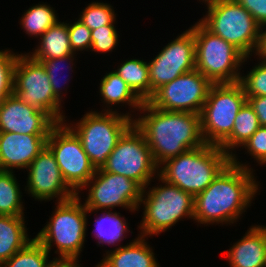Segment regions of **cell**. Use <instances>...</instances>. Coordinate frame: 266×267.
Returning a JSON list of instances; mask_svg holds the SVG:
<instances>
[{"label": "cell", "mask_w": 266, "mask_h": 267, "mask_svg": "<svg viewBox=\"0 0 266 267\" xmlns=\"http://www.w3.org/2000/svg\"><path fill=\"white\" fill-rule=\"evenodd\" d=\"M259 127L258 117L253 107L246 101L235 118L231 135L219 147L232 157L234 154L232 151L241 148Z\"/></svg>", "instance_id": "cell-24"}, {"label": "cell", "mask_w": 266, "mask_h": 267, "mask_svg": "<svg viewBox=\"0 0 266 267\" xmlns=\"http://www.w3.org/2000/svg\"><path fill=\"white\" fill-rule=\"evenodd\" d=\"M48 135L0 132V170L27 169L46 147Z\"/></svg>", "instance_id": "cell-18"}, {"label": "cell", "mask_w": 266, "mask_h": 267, "mask_svg": "<svg viewBox=\"0 0 266 267\" xmlns=\"http://www.w3.org/2000/svg\"><path fill=\"white\" fill-rule=\"evenodd\" d=\"M75 56L76 55L74 53V54L67 55V56L60 57V58L37 60V61L41 62L42 65L44 66V68L47 72V75L49 76V80L51 83L53 93L60 101H62V98H63V94H64L63 90L66 89L65 87H62V85H65L69 82L68 81L69 79H66L69 75L65 78L66 80L65 79L63 80L64 82L65 81H67V82H65L64 84H61L60 78L62 76H59L58 74L60 73L61 69H64L65 67L69 71L71 70V72H73V70H72L73 65L75 66V63H73V62H74V60H76ZM65 64H66V66H65Z\"/></svg>", "instance_id": "cell-31"}, {"label": "cell", "mask_w": 266, "mask_h": 267, "mask_svg": "<svg viewBox=\"0 0 266 267\" xmlns=\"http://www.w3.org/2000/svg\"><path fill=\"white\" fill-rule=\"evenodd\" d=\"M247 101L240 82L213 84L200 112L204 142L220 146L232 133L235 118Z\"/></svg>", "instance_id": "cell-9"}, {"label": "cell", "mask_w": 266, "mask_h": 267, "mask_svg": "<svg viewBox=\"0 0 266 267\" xmlns=\"http://www.w3.org/2000/svg\"><path fill=\"white\" fill-rule=\"evenodd\" d=\"M149 99L161 86L195 69V39L189 28L169 42L149 62Z\"/></svg>", "instance_id": "cell-15"}, {"label": "cell", "mask_w": 266, "mask_h": 267, "mask_svg": "<svg viewBox=\"0 0 266 267\" xmlns=\"http://www.w3.org/2000/svg\"><path fill=\"white\" fill-rule=\"evenodd\" d=\"M260 25H266V0H236Z\"/></svg>", "instance_id": "cell-37"}, {"label": "cell", "mask_w": 266, "mask_h": 267, "mask_svg": "<svg viewBox=\"0 0 266 267\" xmlns=\"http://www.w3.org/2000/svg\"><path fill=\"white\" fill-rule=\"evenodd\" d=\"M131 112L135 111L119 114L115 111L91 110L76 124L66 123L81 140L83 150L96 170L106 164L118 140L133 125L135 114L132 116Z\"/></svg>", "instance_id": "cell-7"}, {"label": "cell", "mask_w": 266, "mask_h": 267, "mask_svg": "<svg viewBox=\"0 0 266 267\" xmlns=\"http://www.w3.org/2000/svg\"><path fill=\"white\" fill-rule=\"evenodd\" d=\"M14 171L0 170V215L24 216L22 192Z\"/></svg>", "instance_id": "cell-27"}, {"label": "cell", "mask_w": 266, "mask_h": 267, "mask_svg": "<svg viewBox=\"0 0 266 267\" xmlns=\"http://www.w3.org/2000/svg\"><path fill=\"white\" fill-rule=\"evenodd\" d=\"M79 259L53 258L48 267H81Z\"/></svg>", "instance_id": "cell-40"}, {"label": "cell", "mask_w": 266, "mask_h": 267, "mask_svg": "<svg viewBox=\"0 0 266 267\" xmlns=\"http://www.w3.org/2000/svg\"><path fill=\"white\" fill-rule=\"evenodd\" d=\"M199 1H200V2H202V1H203V2L205 3V2H207V1H210V0H199Z\"/></svg>", "instance_id": "cell-41"}, {"label": "cell", "mask_w": 266, "mask_h": 267, "mask_svg": "<svg viewBox=\"0 0 266 267\" xmlns=\"http://www.w3.org/2000/svg\"><path fill=\"white\" fill-rule=\"evenodd\" d=\"M226 255L230 267H265L266 226L252 225Z\"/></svg>", "instance_id": "cell-19"}, {"label": "cell", "mask_w": 266, "mask_h": 267, "mask_svg": "<svg viewBox=\"0 0 266 267\" xmlns=\"http://www.w3.org/2000/svg\"><path fill=\"white\" fill-rule=\"evenodd\" d=\"M231 157L219 146L204 144L166 160L159 166V175L193 196L201 193Z\"/></svg>", "instance_id": "cell-3"}, {"label": "cell", "mask_w": 266, "mask_h": 267, "mask_svg": "<svg viewBox=\"0 0 266 267\" xmlns=\"http://www.w3.org/2000/svg\"><path fill=\"white\" fill-rule=\"evenodd\" d=\"M157 183L148 191L143 189L139 203L143 205V217L138 228L141 236L159 235L168 231L182 218H194V196L157 175Z\"/></svg>", "instance_id": "cell-4"}, {"label": "cell", "mask_w": 266, "mask_h": 267, "mask_svg": "<svg viewBox=\"0 0 266 267\" xmlns=\"http://www.w3.org/2000/svg\"><path fill=\"white\" fill-rule=\"evenodd\" d=\"M20 20V25L26 34L36 38H39L48 28L59 21L54 8L44 2L30 6Z\"/></svg>", "instance_id": "cell-28"}, {"label": "cell", "mask_w": 266, "mask_h": 267, "mask_svg": "<svg viewBox=\"0 0 266 267\" xmlns=\"http://www.w3.org/2000/svg\"><path fill=\"white\" fill-rule=\"evenodd\" d=\"M212 85L194 69L161 86L147 102L164 111L200 114Z\"/></svg>", "instance_id": "cell-14"}, {"label": "cell", "mask_w": 266, "mask_h": 267, "mask_svg": "<svg viewBox=\"0 0 266 267\" xmlns=\"http://www.w3.org/2000/svg\"><path fill=\"white\" fill-rule=\"evenodd\" d=\"M258 165L266 164V126H260L257 131L242 146Z\"/></svg>", "instance_id": "cell-36"}, {"label": "cell", "mask_w": 266, "mask_h": 267, "mask_svg": "<svg viewBox=\"0 0 266 267\" xmlns=\"http://www.w3.org/2000/svg\"><path fill=\"white\" fill-rule=\"evenodd\" d=\"M133 124L144 135L155 163L206 144L202 137L200 114L169 112L144 102ZM137 117V118H136Z\"/></svg>", "instance_id": "cell-2"}, {"label": "cell", "mask_w": 266, "mask_h": 267, "mask_svg": "<svg viewBox=\"0 0 266 267\" xmlns=\"http://www.w3.org/2000/svg\"><path fill=\"white\" fill-rule=\"evenodd\" d=\"M190 29L195 39V69L213 84L240 82L241 67L250 56L214 35L200 21Z\"/></svg>", "instance_id": "cell-6"}, {"label": "cell", "mask_w": 266, "mask_h": 267, "mask_svg": "<svg viewBox=\"0 0 266 267\" xmlns=\"http://www.w3.org/2000/svg\"><path fill=\"white\" fill-rule=\"evenodd\" d=\"M258 63L240 78L246 97L266 96V62Z\"/></svg>", "instance_id": "cell-32"}, {"label": "cell", "mask_w": 266, "mask_h": 267, "mask_svg": "<svg viewBox=\"0 0 266 267\" xmlns=\"http://www.w3.org/2000/svg\"><path fill=\"white\" fill-rule=\"evenodd\" d=\"M69 41L72 51L76 54L78 51H89L92 45L91 30L79 19L68 23ZM77 51V52H76Z\"/></svg>", "instance_id": "cell-35"}, {"label": "cell", "mask_w": 266, "mask_h": 267, "mask_svg": "<svg viewBox=\"0 0 266 267\" xmlns=\"http://www.w3.org/2000/svg\"><path fill=\"white\" fill-rule=\"evenodd\" d=\"M102 169L129 177L143 188H148L156 175H159V166L154 161L147 141L134 124L118 140Z\"/></svg>", "instance_id": "cell-11"}, {"label": "cell", "mask_w": 266, "mask_h": 267, "mask_svg": "<svg viewBox=\"0 0 266 267\" xmlns=\"http://www.w3.org/2000/svg\"><path fill=\"white\" fill-rule=\"evenodd\" d=\"M101 214L102 215L95 219L96 227L91 233L95 232L93 236L98 240L97 244L100 247L101 245L103 246V244L111 246L117 244V247L118 243L126 238L125 236L127 235L125 233L129 232V223L119 212L103 210L101 211Z\"/></svg>", "instance_id": "cell-25"}, {"label": "cell", "mask_w": 266, "mask_h": 267, "mask_svg": "<svg viewBox=\"0 0 266 267\" xmlns=\"http://www.w3.org/2000/svg\"><path fill=\"white\" fill-rule=\"evenodd\" d=\"M13 93L24 103L45 112L55 123L67 121L61 110L62 102L54 95L44 66L28 53H18Z\"/></svg>", "instance_id": "cell-10"}, {"label": "cell", "mask_w": 266, "mask_h": 267, "mask_svg": "<svg viewBox=\"0 0 266 267\" xmlns=\"http://www.w3.org/2000/svg\"><path fill=\"white\" fill-rule=\"evenodd\" d=\"M119 34L115 25H105L91 30L92 45L90 52L110 53L119 43Z\"/></svg>", "instance_id": "cell-34"}, {"label": "cell", "mask_w": 266, "mask_h": 267, "mask_svg": "<svg viewBox=\"0 0 266 267\" xmlns=\"http://www.w3.org/2000/svg\"><path fill=\"white\" fill-rule=\"evenodd\" d=\"M25 223L24 216L0 215V265L32 240Z\"/></svg>", "instance_id": "cell-23"}, {"label": "cell", "mask_w": 266, "mask_h": 267, "mask_svg": "<svg viewBox=\"0 0 266 267\" xmlns=\"http://www.w3.org/2000/svg\"><path fill=\"white\" fill-rule=\"evenodd\" d=\"M266 25L261 26L259 41L254 55H258L259 61L266 62ZM265 29V31H264Z\"/></svg>", "instance_id": "cell-39"}, {"label": "cell", "mask_w": 266, "mask_h": 267, "mask_svg": "<svg viewBox=\"0 0 266 267\" xmlns=\"http://www.w3.org/2000/svg\"><path fill=\"white\" fill-rule=\"evenodd\" d=\"M99 93L102 97L101 101L106 105L102 111H115L113 108H110L115 105L122 104L130 106L132 110L141 109L143 101L132 91L128 84L119 77L114 70L111 72H106L99 84ZM106 103V104H105ZM111 105V106H110Z\"/></svg>", "instance_id": "cell-21"}, {"label": "cell", "mask_w": 266, "mask_h": 267, "mask_svg": "<svg viewBox=\"0 0 266 267\" xmlns=\"http://www.w3.org/2000/svg\"><path fill=\"white\" fill-rule=\"evenodd\" d=\"M88 188L83 202L88 213L113 210L115 207L138 211L143 187L129 177L97 169L94 176L82 187Z\"/></svg>", "instance_id": "cell-13"}, {"label": "cell", "mask_w": 266, "mask_h": 267, "mask_svg": "<svg viewBox=\"0 0 266 267\" xmlns=\"http://www.w3.org/2000/svg\"><path fill=\"white\" fill-rule=\"evenodd\" d=\"M18 53L0 50V101L13 93L14 67Z\"/></svg>", "instance_id": "cell-33"}, {"label": "cell", "mask_w": 266, "mask_h": 267, "mask_svg": "<svg viewBox=\"0 0 266 267\" xmlns=\"http://www.w3.org/2000/svg\"><path fill=\"white\" fill-rule=\"evenodd\" d=\"M55 124L45 112L24 103L14 93L0 101V132L49 135Z\"/></svg>", "instance_id": "cell-17"}, {"label": "cell", "mask_w": 266, "mask_h": 267, "mask_svg": "<svg viewBox=\"0 0 266 267\" xmlns=\"http://www.w3.org/2000/svg\"><path fill=\"white\" fill-rule=\"evenodd\" d=\"M57 204L46 225L37 233L35 238L50 253L51 247L56 245L54 252L66 259H79L86 241L88 210L81 203V196L55 202Z\"/></svg>", "instance_id": "cell-5"}, {"label": "cell", "mask_w": 266, "mask_h": 267, "mask_svg": "<svg viewBox=\"0 0 266 267\" xmlns=\"http://www.w3.org/2000/svg\"><path fill=\"white\" fill-rule=\"evenodd\" d=\"M247 101L253 107L260 126H266V96L247 97Z\"/></svg>", "instance_id": "cell-38"}, {"label": "cell", "mask_w": 266, "mask_h": 267, "mask_svg": "<svg viewBox=\"0 0 266 267\" xmlns=\"http://www.w3.org/2000/svg\"><path fill=\"white\" fill-rule=\"evenodd\" d=\"M207 14L199 21L214 35L252 56L259 41L261 26L236 0H210L205 2Z\"/></svg>", "instance_id": "cell-8"}, {"label": "cell", "mask_w": 266, "mask_h": 267, "mask_svg": "<svg viewBox=\"0 0 266 267\" xmlns=\"http://www.w3.org/2000/svg\"><path fill=\"white\" fill-rule=\"evenodd\" d=\"M147 237L138 234L132 242L107 250L95 267H160Z\"/></svg>", "instance_id": "cell-20"}, {"label": "cell", "mask_w": 266, "mask_h": 267, "mask_svg": "<svg viewBox=\"0 0 266 267\" xmlns=\"http://www.w3.org/2000/svg\"><path fill=\"white\" fill-rule=\"evenodd\" d=\"M234 152L208 187L194 196L193 220L197 223L204 226L236 223L256 197L260 182L253 174L255 170L240 162Z\"/></svg>", "instance_id": "cell-1"}, {"label": "cell", "mask_w": 266, "mask_h": 267, "mask_svg": "<svg viewBox=\"0 0 266 267\" xmlns=\"http://www.w3.org/2000/svg\"><path fill=\"white\" fill-rule=\"evenodd\" d=\"M49 255V252L34 237L0 267H48Z\"/></svg>", "instance_id": "cell-29"}, {"label": "cell", "mask_w": 266, "mask_h": 267, "mask_svg": "<svg viewBox=\"0 0 266 267\" xmlns=\"http://www.w3.org/2000/svg\"><path fill=\"white\" fill-rule=\"evenodd\" d=\"M27 170L25 191L38 201L64 202L77 194L64 181L51 150L46 146L31 162Z\"/></svg>", "instance_id": "cell-16"}, {"label": "cell", "mask_w": 266, "mask_h": 267, "mask_svg": "<svg viewBox=\"0 0 266 267\" xmlns=\"http://www.w3.org/2000/svg\"><path fill=\"white\" fill-rule=\"evenodd\" d=\"M46 146L53 153L64 181L79 194L96 172L79 137L66 121L58 122L50 130Z\"/></svg>", "instance_id": "cell-12"}, {"label": "cell", "mask_w": 266, "mask_h": 267, "mask_svg": "<svg viewBox=\"0 0 266 267\" xmlns=\"http://www.w3.org/2000/svg\"><path fill=\"white\" fill-rule=\"evenodd\" d=\"M114 72L143 101L149 100V67L143 59H129L118 65Z\"/></svg>", "instance_id": "cell-26"}, {"label": "cell", "mask_w": 266, "mask_h": 267, "mask_svg": "<svg viewBox=\"0 0 266 267\" xmlns=\"http://www.w3.org/2000/svg\"><path fill=\"white\" fill-rule=\"evenodd\" d=\"M33 52L28 53L34 60L54 59L74 54L69 41L68 23L57 22L40 37Z\"/></svg>", "instance_id": "cell-22"}, {"label": "cell", "mask_w": 266, "mask_h": 267, "mask_svg": "<svg viewBox=\"0 0 266 267\" xmlns=\"http://www.w3.org/2000/svg\"><path fill=\"white\" fill-rule=\"evenodd\" d=\"M116 15L113 6L104 2H91L79 15V20L90 30L105 25H114Z\"/></svg>", "instance_id": "cell-30"}]
</instances>
